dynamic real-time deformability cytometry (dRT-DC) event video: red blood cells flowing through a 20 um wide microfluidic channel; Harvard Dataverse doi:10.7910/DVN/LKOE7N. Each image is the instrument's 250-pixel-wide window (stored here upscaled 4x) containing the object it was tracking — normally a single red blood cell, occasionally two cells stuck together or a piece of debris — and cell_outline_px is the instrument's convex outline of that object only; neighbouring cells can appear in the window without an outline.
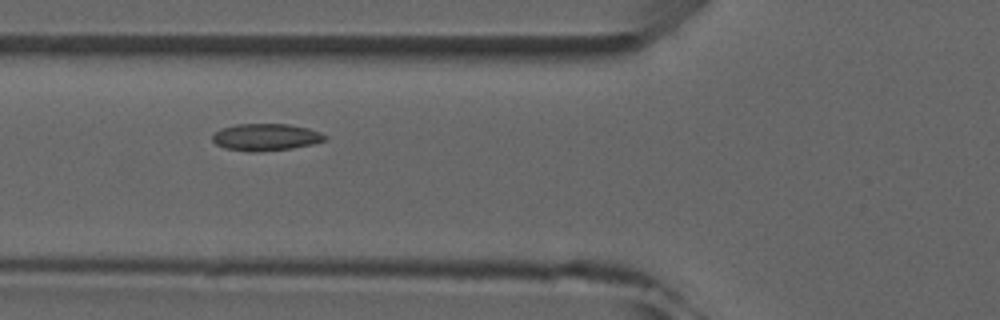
{"species": "common noctule bat (a hibernating species)", "species_latin": "Nyctalus noctula", "temperature_condition": "room temperature", "stored_images_in_passage": 4, "camera_frame_rate_fps": 3000, "um_per_image_px": 0.085, "animal": {"sex": "male", "forearm_length_mm": 52.5}, "frame": {"image": 1, "passage_image": 3, "time_ms": 2.333, "image_size_px": [1000, 320], "cell_outline_px": [[328, 140], [312, 144], [292, 148], [256, 152], [248, 152], [224, 148], [216, 144], [212, 140], [212, 136], [220, 128], [236, 124], [288, 124], [308, 128], [320, 132], [328, 136]], "centroid_in_image_um": [22.6, 11.66], "position_along_channel_um": 103.2, "area_um2": 17.86}}
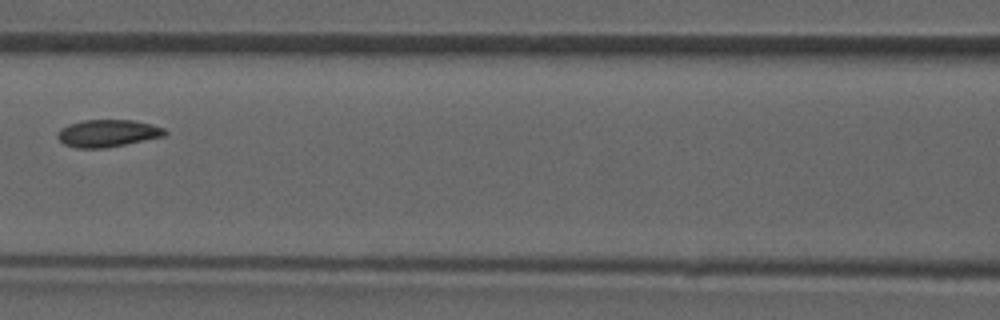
{"frame": {"image": 2, "passage_image": 4, "time_ms": 3.667, "image_size_px": [1000, 320], "cell_outline_px": [[168, 132], [164, 136], [104, 148], [76, 148], [64, 144], [56, 136], [60, 128], [68, 124], [84, 120], [132, 120], [164, 128]], "centroid_in_image_um": [9.1, 11.32], "position_along_channel_um": 157.5, "area_um2": 16.88}}